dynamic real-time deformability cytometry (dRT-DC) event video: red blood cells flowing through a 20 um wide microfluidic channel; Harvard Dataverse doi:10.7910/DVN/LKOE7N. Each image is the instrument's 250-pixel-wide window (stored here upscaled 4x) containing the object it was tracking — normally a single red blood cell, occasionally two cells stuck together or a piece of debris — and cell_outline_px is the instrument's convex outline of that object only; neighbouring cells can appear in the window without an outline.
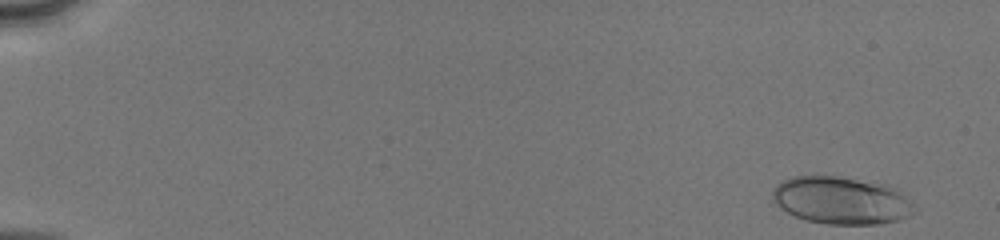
{"species": "human", "species_latin": "Homo sapiens", "temperature_condition": "cold", "stored_images_in_passage": 49, "camera_frame_rate_fps": 3000, "um_per_image_px": 0.085, "donor": {"sex": "male"}, "frame": {"image": 1, "passage_image": 1, "time_ms": 0.0, "image_size_px": [1000, 240], "cell_outline_px": [[916, 208], [908, 216], [900, 220], [880, 224], [828, 224], [804, 220], [780, 208], [776, 204], [772, 196], [772, 188], [780, 180], [792, 176], [836, 176], [888, 184], [900, 188]], "centroid_in_image_um": [71.52, 17.02], "position_along_channel_um": 13.5, "area_um2": 39.77}}
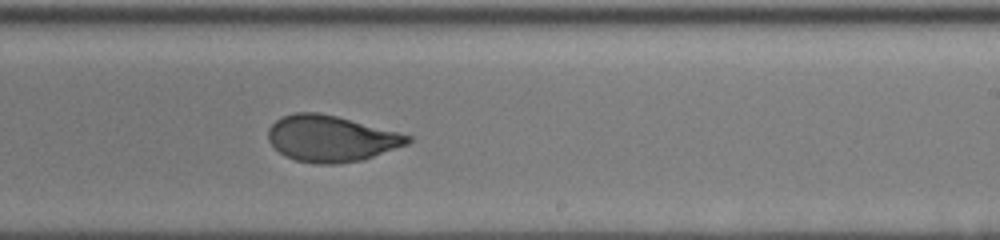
{"frame": {"image": 2, "passage_image": 31, "time_ms": 10.0, "image_size_px": [1000, 240], "cell_outline_px": [[412, 140], [408, 144], [360, 160], [336, 164], [316, 164], [296, 160], [284, 156], [268, 140], [268, 128], [276, 120], [284, 116], [296, 112], [316, 112], [336, 116], [412, 136]], "centroid_in_image_um": [28.11, 11.78], "position_along_channel_um": 260.9, "area_um2": 37.11}}
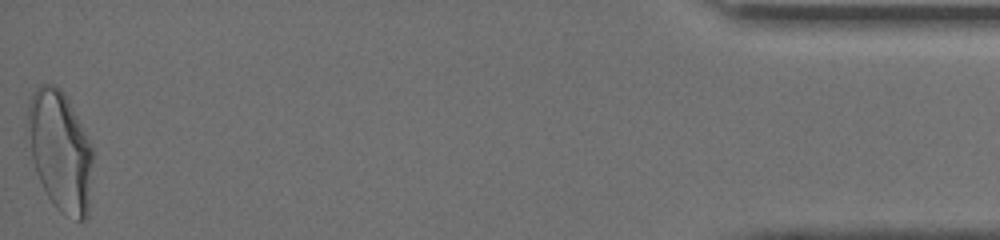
{"frame": {"image": 3, "passage_image": 49, "time_ms": 16.0, "image_size_px": [1000, 240], "cell_outline_px": [[92, 160], [88, 216], [84, 220], [76, 220], [64, 216], [56, 208], [48, 196], [36, 172], [32, 156], [28, 128], [28, 104], [32, 92], [40, 84], [56, 84], [64, 92], [92, 148]], "centroid_in_image_um": [5.11, 12.84], "position_along_channel_um": 430.1, "area_um2": 45.08}, "authors_computed_cell_mechanics": {"area_um2": 37.8012, "velocity_mm_per_s": 4.1361, "shape_relaxation_time_tau1_ms": 4.9132, "shape_relaxation_time_tau2_ms": 0.8028, "deformation_change_tau1": 0.1781, "deformation_change_tau2": 0.0721}}